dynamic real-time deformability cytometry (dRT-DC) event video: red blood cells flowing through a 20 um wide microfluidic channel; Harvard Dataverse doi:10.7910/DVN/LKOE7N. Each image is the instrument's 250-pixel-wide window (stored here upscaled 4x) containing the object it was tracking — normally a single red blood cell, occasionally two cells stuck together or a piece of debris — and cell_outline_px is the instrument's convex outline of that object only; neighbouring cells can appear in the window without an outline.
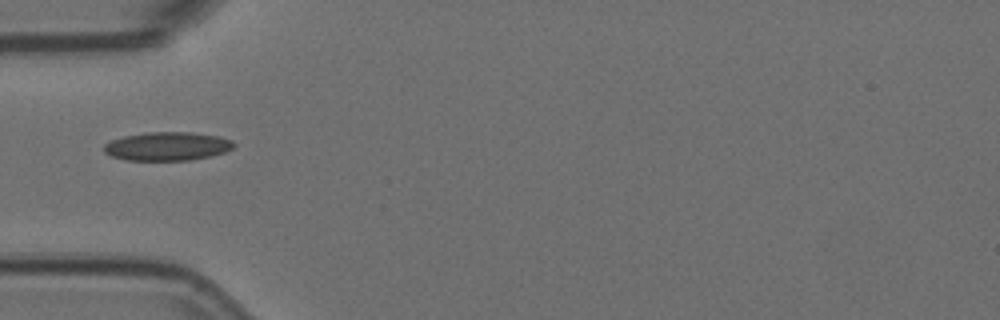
{"species": "Egyptian fruit bat (a non-hibernating species)", "species_latin": "Rousettus aegyptiacus", "temperature_condition": "room temperature", "stored_images_in_passage": 23, "camera_frame_rate_fps": 3000, "um_per_image_px": 0.085, "animal": {"sex": "female"}, "frame": {"image": 1, "passage_image": 1, "time_ms": 0.0, "image_size_px": [1000, 320], "cell_outline_px": [[236, 144], [232, 148], [224, 152], [212, 156], [188, 160], [128, 160], [112, 156], [104, 152], [104, 144], [112, 140], [124, 136], [144, 132], [188, 132], [220, 136], [232, 140]], "centroid_in_image_um": [14.24, 12.43], "position_along_channel_um": 70.8, "area_um2": 21.62}}
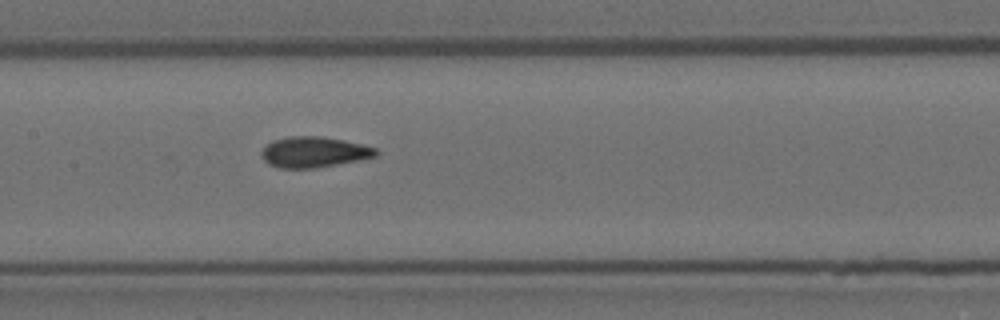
{"frame": {"image": 2, "passage_image": 10, "time_ms": 3.0, "image_size_px": [1000, 320], "cell_outline_px": [[380, 152], [376, 156], [360, 160], [312, 168], [280, 168], [268, 164], [260, 156], [260, 152], [272, 140], [288, 136], [320, 136], [360, 144], [376, 148]], "centroid_in_image_um": [26.65, 12.93], "position_along_channel_um": 180.7, "area_um2": 20.35}}
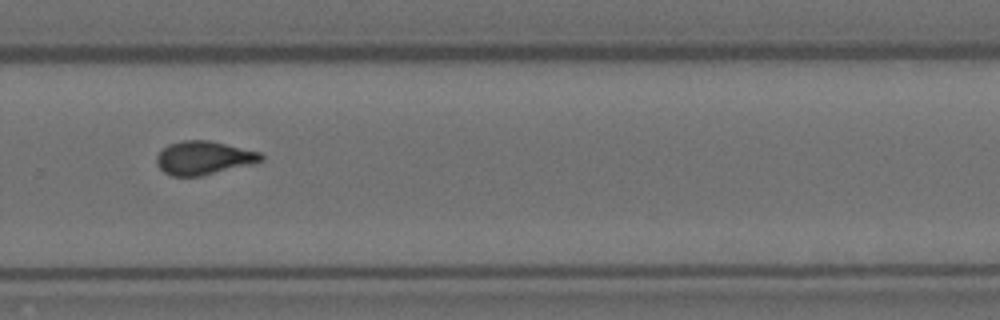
{"frame": {"image": 3, "passage_image": 21, "time_ms": 6.667, "image_size_px": [1000, 320], "cell_outline_px": [[264, 160], [256, 164], [200, 176], [172, 176], [164, 172], [156, 164], [156, 156], [168, 144], [184, 140], [208, 140], [260, 152], [264, 156]], "centroid_in_image_um": [17.34, 13.43], "position_along_channel_um": 312.5, "area_um2": 20.52}}